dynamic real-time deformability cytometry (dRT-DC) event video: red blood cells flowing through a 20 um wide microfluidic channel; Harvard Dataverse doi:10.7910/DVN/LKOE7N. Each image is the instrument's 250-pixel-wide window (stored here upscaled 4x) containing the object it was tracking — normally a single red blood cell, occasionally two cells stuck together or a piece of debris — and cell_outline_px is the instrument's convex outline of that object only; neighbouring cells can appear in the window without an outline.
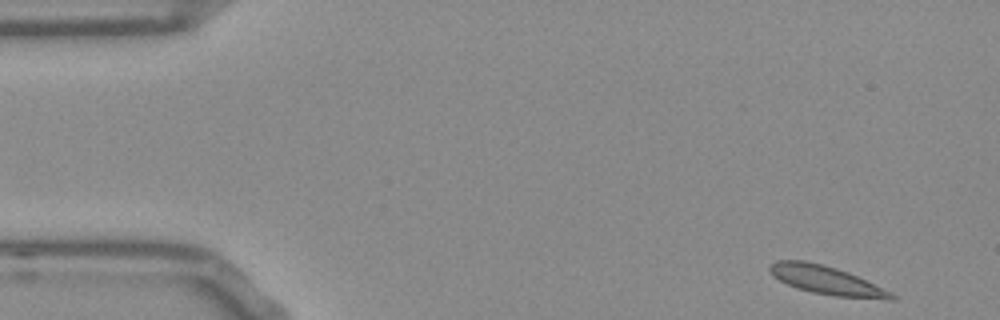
{"species": "Egyptian fruit bat (a non-hibernating species)", "species_latin": "Rousettus aegyptiacus", "temperature_condition": "room temperature", "stored_images_in_passage": 51, "camera_frame_rate_fps": 3000, "um_per_image_px": 0.085, "frame": {"image": 1, "passage_image": 1, "time_ms": 0.0, "image_size_px": [1000, 320], "cell_outline_px": [[896, 300], [888, 300], [832, 296], [812, 292], [796, 288], [772, 276], [768, 268], [776, 260], [804, 260], [836, 268], [848, 272], [896, 296]], "centroid_in_image_um": [70.19, 23.83], "position_along_channel_um": 14.8, "area_um2": 19.88}}
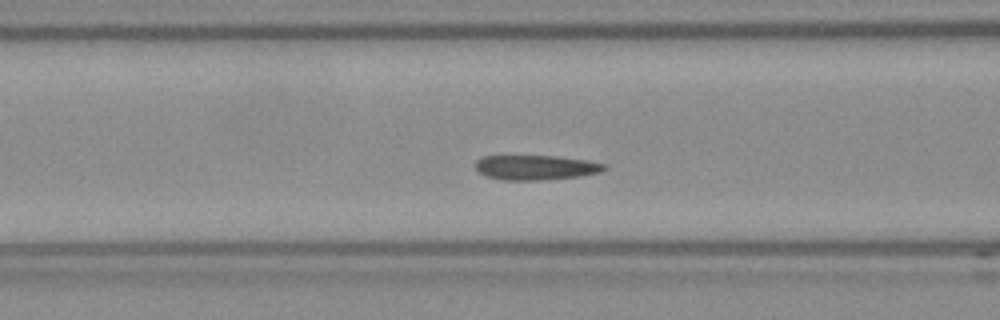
{"frame": {"image": 2, "passage_image": 18, "time_ms": 5.667, "image_size_px": [1000, 320], "cell_outline_px": [[608, 168], [600, 172], [580, 176], [540, 180], [500, 180], [488, 176], [480, 172], [476, 168], [476, 160], [484, 156], [556, 156], [588, 160], [608, 164]], "centroid_in_image_um": [45.6, 14.23], "position_along_channel_um": 121.0, "area_um2": 18.61}}
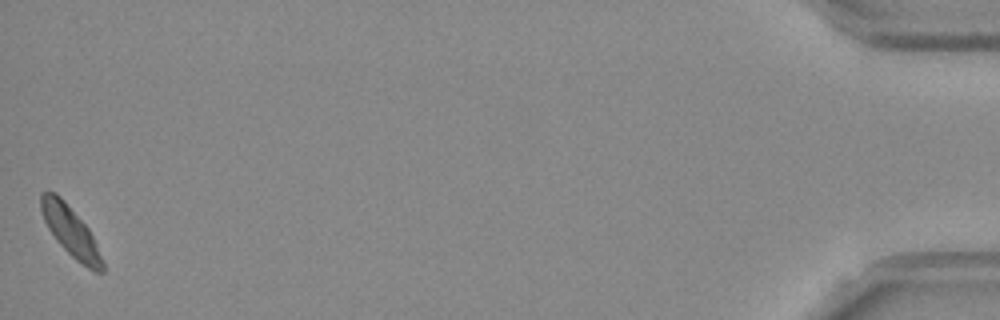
{"frame": {"image": 3, "passage_image": 51, "time_ms": 16.667, "image_size_px": [1000, 320], "cell_outline_px": [[104, 272], [96, 272], [88, 268], [76, 260], [56, 240], [48, 228], [44, 220], [40, 208], [40, 192], [56, 192], [64, 200], [88, 228], [92, 236], [104, 264]], "centroid_in_image_um": [5.97, 19.64], "position_along_channel_um": 429.2, "area_um2": 17.51}, "authors_computed_cell_mechanics": {"area_um2": 18.6116, "velocity_mm_per_s": 3.7148, "shape_relaxation_time_tau1_ms": 3.9153, "shape_relaxation_time_tau2_ms": null, "deformation_change_tau1": 0.1084, "deformation_change_tau2": null}}